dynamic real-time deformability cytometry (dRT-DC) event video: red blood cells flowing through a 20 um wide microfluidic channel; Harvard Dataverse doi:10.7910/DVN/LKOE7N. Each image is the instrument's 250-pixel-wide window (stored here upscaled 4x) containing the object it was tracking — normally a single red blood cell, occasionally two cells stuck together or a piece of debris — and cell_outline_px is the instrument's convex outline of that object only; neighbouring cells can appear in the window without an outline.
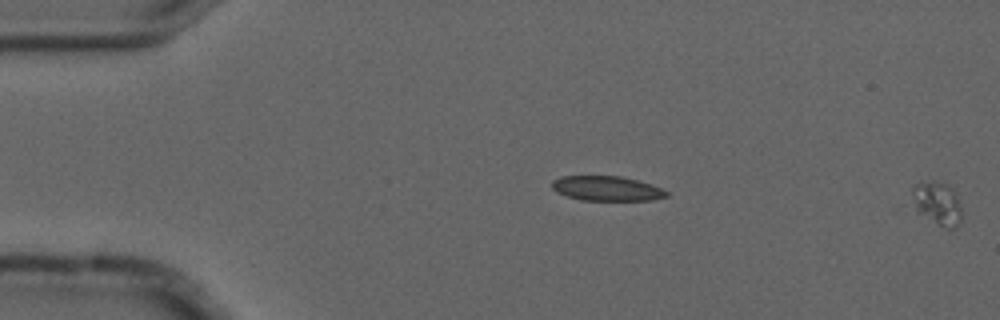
{"species": "common noctule bat (a hibernating species)", "species_latin": "Nyctalus noctula", "temperature_condition": "cold", "stored_images_in_passage": 3, "segment_of_instrument_passage": [2, 2], "camera_frame_rate_fps": 3000, "um_per_image_px": 0.085, "animal": {"sex": "male", "forearm_length_mm": 52.5}, "frame": {"image": 1, "passage_image": 3, "time_ms": 0.667, "image_size_px": [1000, 320], "cell_outline_px": [[960, 220], [956, 228], [948, 228], [908, 208], [912, 188], [916, 184], [940, 180], [948, 184], [952, 188], [956, 196], [960, 208]], "centroid_in_image_um": [79.57, 17.25], "position_along_channel_um": 5.4, "area_um2": 12.72}}